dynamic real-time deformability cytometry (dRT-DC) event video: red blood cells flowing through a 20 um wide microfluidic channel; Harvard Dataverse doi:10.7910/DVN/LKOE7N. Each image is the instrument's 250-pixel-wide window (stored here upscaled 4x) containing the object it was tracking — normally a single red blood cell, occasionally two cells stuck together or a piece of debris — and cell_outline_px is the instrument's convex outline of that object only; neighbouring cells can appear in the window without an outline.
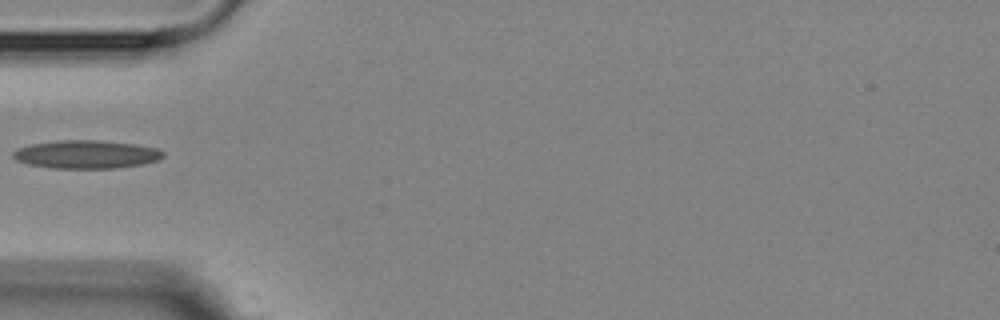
{"species": "Egyptian fruit bat (a non-hibernating species)", "species_latin": "Rousettus aegyptiacus", "temperature_condition": "room temperature", "stored_images_in_passage": 6, "camera_frame_rate_fps": 3000, "um_per_image_px": 0.085, "animal": {"sex": "female"}, "frame": {"image": 1, "passage_image": 6, "time_ms": 5.667, "image_size_px": [1000, 320], "cell_outline_px": [[164, 156], [156, 160], [144, 164], [116, 168], [48, 168], [28, 164], [16, 160], [12, 156], [12, 152], [16, 148], [32, 144], [56, 140], [96, 140], [132, 144], [156, 148], [164, 152]], "centroid_in_image_um": [7.28, 13.12], "position_along_channel_um": 77.7, "area_um2": 24.68}}